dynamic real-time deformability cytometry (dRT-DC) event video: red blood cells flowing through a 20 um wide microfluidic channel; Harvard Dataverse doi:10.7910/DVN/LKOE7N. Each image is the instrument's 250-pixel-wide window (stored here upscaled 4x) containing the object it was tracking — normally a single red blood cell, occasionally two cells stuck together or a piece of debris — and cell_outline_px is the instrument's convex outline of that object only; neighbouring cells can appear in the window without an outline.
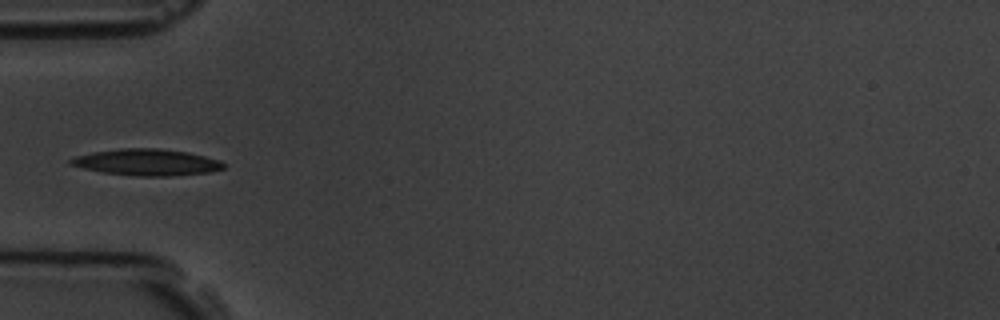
{"species": "common noctule bat (a hibernating species)", "species_latin": "Nyctalus noctula", "temperature_condition": "room temperature", "stored_images_in_passage": 1, "camera_frame_rate_fps": 3000, "um_per_image_px": 0.085, "animal": {"sex": "male", "body_mass_g": 19.5, "forearm_length_mm": 54.6}, "frame": {"image": 1, "passage_image": 1, "time_ms": 0.0, "image_size_px": [1000, 320], "cell_outline_px": [[224, 168], [208, 172], [172, 176], [136, 176], [104, 172], [84, 168], [68, 164], [68, 160], [76, 156], [92, 152], [120, 148], [160, 148], [188, 152], [220, 160], [224, 164]], "centroid_in_image_um": [12.47, 13.78], "position_along_channel_um": 72.5, "area_um2": 23.52}}